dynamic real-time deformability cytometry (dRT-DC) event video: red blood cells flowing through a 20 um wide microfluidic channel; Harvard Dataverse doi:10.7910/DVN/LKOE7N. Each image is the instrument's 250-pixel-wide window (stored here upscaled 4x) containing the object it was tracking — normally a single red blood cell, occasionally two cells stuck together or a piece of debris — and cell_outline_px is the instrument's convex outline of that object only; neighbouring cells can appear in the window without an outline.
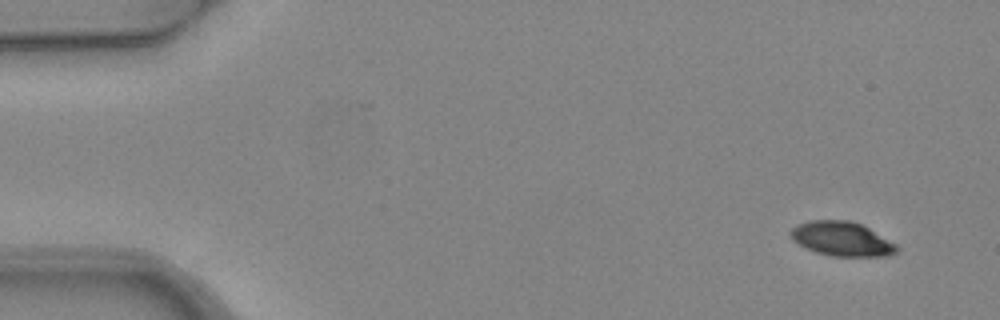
{"species": "common noctule bat (a hibernating species)", "species_latin": "Nyctalus noctula", "temperature_condition": "warm", "stored_images_in_passage": 4, "camera_frame_rate_fps": 3000, "um_per_image_px": 0.085, "animal": {"sex": "female", "body_mass_g": 24.6, "forearm_length_mm": 56.2}, "frame": {"image": 1, "passage_image": 1, "time_ms": 0.0, "image_size_px": [1000, 320], "cell_outline_px": [[900, 248], [896, 252], [888, 256], [832, 256], [816, 252], [792, 240], [788, 232], [796, 224], [808, 220], [848, 220], [860, 224], [868, 228], [896, 244]], "centroid_in_image_um": [71.53, 20.3], "position_along_channel_um": 13.5, "area_um2": 21.15}}
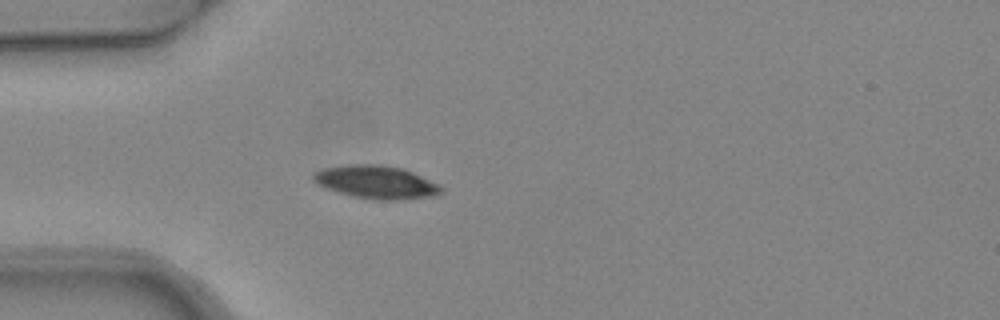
{"frame": {"image": 2, "passage_image": 4, "time_ms": 1.0, "image_size_px": [1000, 320], "cell_outline_px": [[444, 192], [436, 196], [396, 200], [376, 200], [352, 196], [324, 188], [316, 184], [312, 180], [312, 172], [324, 168], [348, 164], [380, 164], [404, 168], [440, 184], [444, 188]], "centroid_in_image_um": [31.99, 15.48], "position_along_channel_um": 53.0, "area_um2": 25.14}}